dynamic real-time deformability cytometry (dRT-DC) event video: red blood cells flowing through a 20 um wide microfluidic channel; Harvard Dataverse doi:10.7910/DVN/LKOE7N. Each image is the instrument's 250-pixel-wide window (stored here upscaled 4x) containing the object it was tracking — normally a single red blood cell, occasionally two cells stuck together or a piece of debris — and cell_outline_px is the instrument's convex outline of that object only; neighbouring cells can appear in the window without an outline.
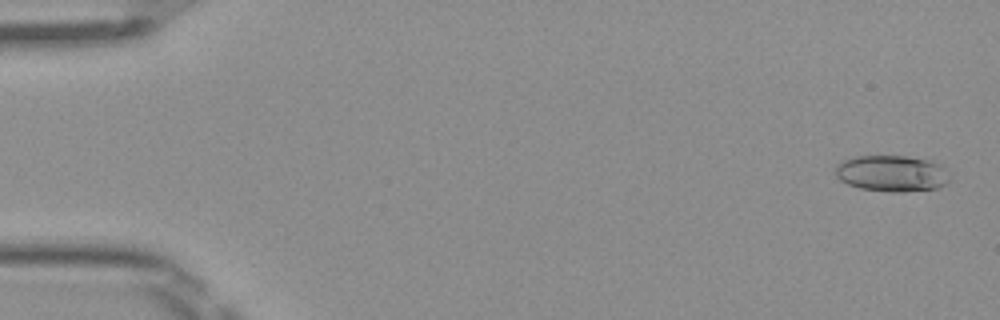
{"species": "Egyptian fruit bat (a non-hibernating species)", "species_latin": "Rousettus aegyptiacus", "temperature_condition": "room temperature", "stored_images_in_passage": 51, "camera_frame_rate_fps": 3000, "um_per_image_px": 0.085, "frame": {"image": 1, "passage_image": 2, "time_ms": 0.333, "image_size_px": [1000, 320], "cell_outline_px": [[948, 180], [944, 184], [936, 188], [904, 192], [888, 192], [860, 188], [848, 184], [840, 180], [836, 176], [836, 164], [844, 160], [856, 156], [904, 156], [928, 160], [940, 164], [944, 168]], "centroid_in_image_um": [75.76, 14.74], "position_along_channel_um": 9.2, "area_um2": 23.93}}
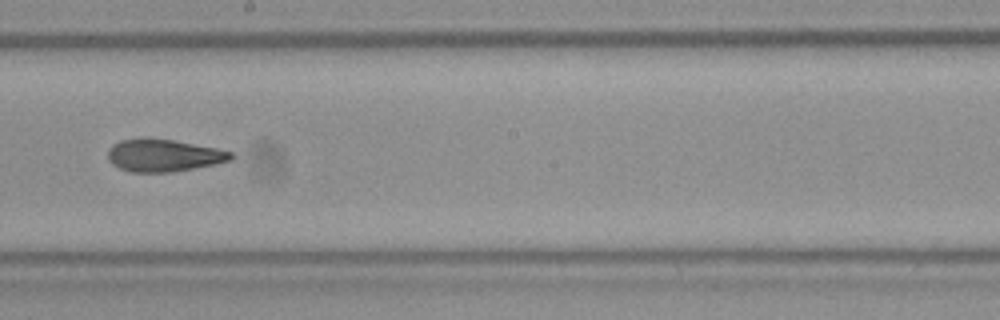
{"frame": {"image": 2, "passage_image": 29, "time_ms": 9.333, "image_size_px": [1000, 320], "cell_outline_px": [[232, 160], [216, 164], [168, 172], [128, 172], [112, 164], [108, 160], [108, 148], [112, 144], [120, 140], [140, 136], [148, 136], [172, 140], [216, 148], [232, 152]], "centroid_in_image_um": [13.83, 13.18], "position_along_channel_um": 234.4, "area_um2": 23.52}}
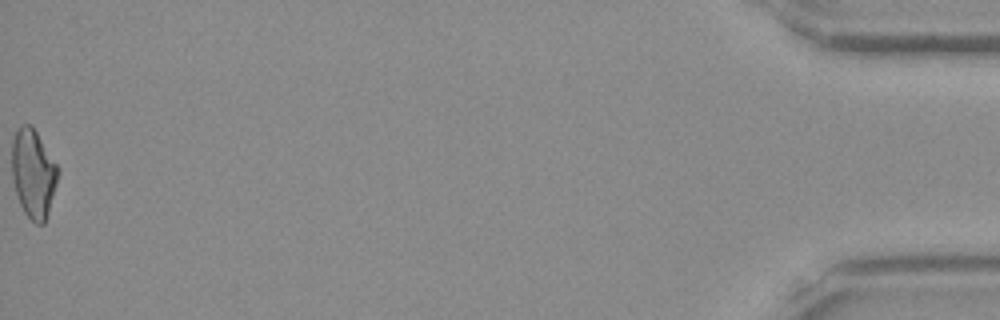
{"frame": {"image": 3, "passage_image": 51, "time_ms": 16.667, "image_size_px": [1000, 320], "cell_outline_px": [[60, 172], [48, 212], [44, 224], [36, 224], [24, 212], [20, 204], [12, 180], [12, 140], [16, 132], [24, 124], [32, 124], [56, 164]], "centroid_in_image_um": [2.83, 14.74], "position_along_channel_um": 432.4, "area_um2": 23.58}, "authors_computed_cell_mechanics": {"area_um2": 23.409, "velocity_mm_per_s": 4.0562, "shape_relaxation_time_tau1_ms": 8.5223, "shape_relaxation_time_tau2_ms": 2.9675, "deformation_change_tau1": 0.208, "deformation_change_tau2": 0.1103}}